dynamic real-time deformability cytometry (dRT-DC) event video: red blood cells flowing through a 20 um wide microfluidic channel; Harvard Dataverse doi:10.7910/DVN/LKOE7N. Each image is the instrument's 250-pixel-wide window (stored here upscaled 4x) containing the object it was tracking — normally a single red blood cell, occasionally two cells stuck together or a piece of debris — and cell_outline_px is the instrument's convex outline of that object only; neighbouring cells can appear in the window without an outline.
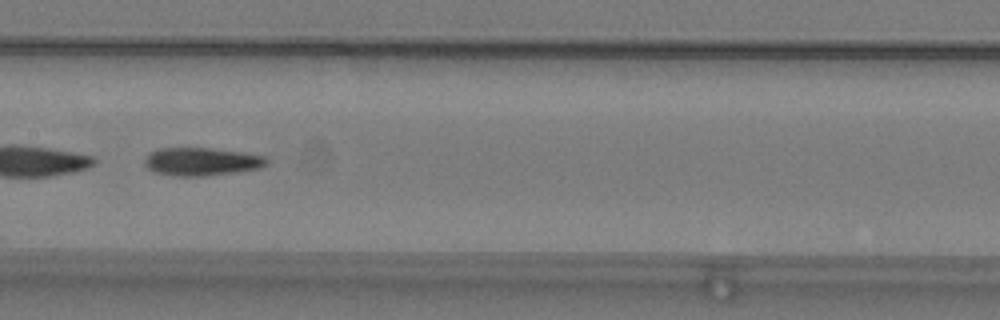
{"species": "common noctule bat (a hibernating species)", "species_latin": "Nyctalus noctula", "temperature_condition": "warm", "stored_images_in_passage": 22, "camera_frame_rate_fps": 3000, "um_per_image_px": 0.085, "animal": {"sex": "male", "body_mass_g": 19.2, "forearm_length_mm": 51.8}, "frame": {"image": 1, "passage_image": 15, "time_ms": 4.667, "image_size_px": [1000, 320], "cell_outline_px": [[268, 164], [260, 168], [236, 172], [204, 176], [172, 176], [156, 172], [148, 168], [144, 164], [144, 160], [148, 152], [156, 148], [212, 148], [244, 152], [264, 156], [268, 160]], "centroid_in_image_um": [17.12, 13.73], "position_along_channel_um": 190.3, "area_um2": 20.17}}